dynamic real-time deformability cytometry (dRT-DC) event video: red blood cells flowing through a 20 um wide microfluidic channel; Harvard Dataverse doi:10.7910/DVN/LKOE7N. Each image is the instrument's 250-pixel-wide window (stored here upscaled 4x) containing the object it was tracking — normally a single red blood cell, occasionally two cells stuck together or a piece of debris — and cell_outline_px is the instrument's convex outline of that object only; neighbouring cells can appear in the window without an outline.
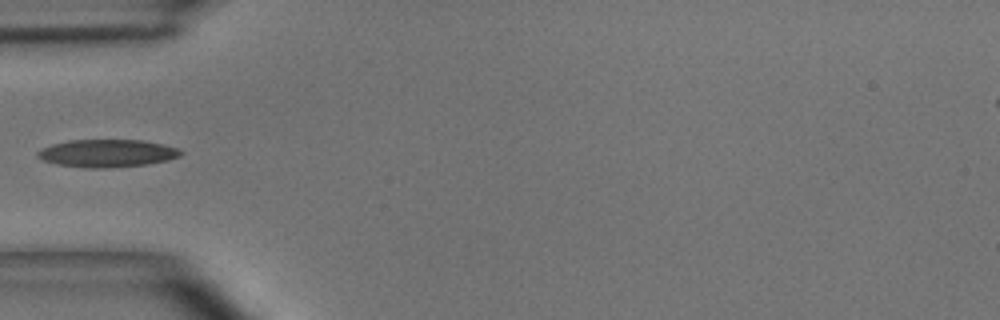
{"species": "common noctule bat (a hibernating species)", "species_latin": "Nyctalus noctula", "temperature_condition": "room temperature", "stored_images_in_passage": 5, "camera_frame_rate_fps": 3000, "um_per_image_px": 0.085, "animal": {"sex": "male", "body_mass_g": 15.6}, "frame": {"image": 1, "passage_image": 1, "time_ms": 0.0, "image_size_px": [1000, 320], "cell_outline_px": [[184, 152], [180, 156], [168, 160], [148, 164], [108, 168], [84, 168], [56, 164], [44, 160], [36, 156], [36, 152], [52, 144], [68, 140], [144, 140], [164, 144], [180, 148]], "centroid_in_image_um": [9.15, 13.03], "position_along_channel_um": 75.9, "area_um2": 23.29}}